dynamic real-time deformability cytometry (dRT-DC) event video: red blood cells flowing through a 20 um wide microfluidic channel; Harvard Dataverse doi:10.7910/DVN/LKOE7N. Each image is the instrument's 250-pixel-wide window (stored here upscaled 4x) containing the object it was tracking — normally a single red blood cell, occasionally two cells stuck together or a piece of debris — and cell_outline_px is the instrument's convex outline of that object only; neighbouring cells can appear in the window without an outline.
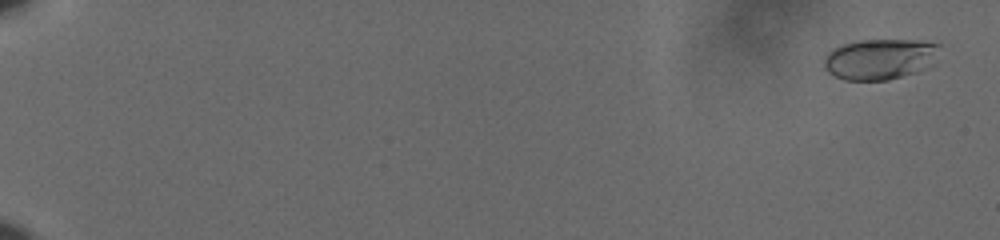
{"species": "human", "species_latin": "Homo sapiens", "temperature_condition": "cold", "stored_images_in_passage": 61, "camera_frame_rate_fps": 3000, "um_per_image_px": 0.085, "donor": {"sex": "male"}, "frame": {"image": 1, "passage_image": 3, "time_ms": 0.667, "image_size_px": [1000, 240], "cell_outline_px": [[940, 44], [936, 64], [928, 68], [916, 72], [888, 80], [844, 80], [828, 72], [824, 68], [824, 56], [828, 52], [840, 44], [860, 40], [920, 40]], "centroid_in_image_um": [74.83, 5.02], "position_along_channel_um": 10.2, "area_um2": 27.86}}
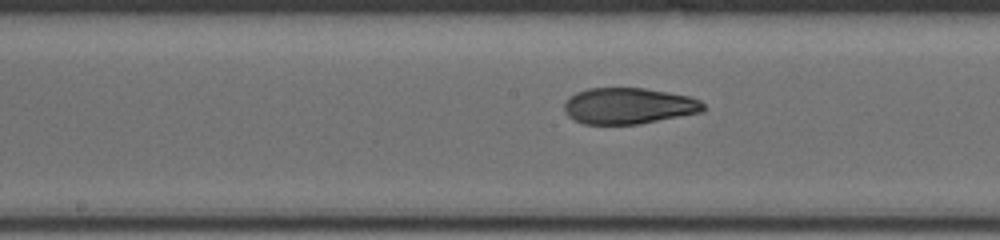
{"frame": {"image": 2, "passage_image": 36, "time_ms": 11.667, "image_size_px": [1000, 240], "cell_outline_px": [[704, 112], [640, 124], [584, 124], [568, 116], [564, 108], [564, 104], [568, 96], [576, 92], [588, 88], [644, 88], [668, 92], [688, 96], [700, 100], [704, 104]], "centroid_in_image_um": [53.44, 9.0], "position_along_channel_um": 194.8, "area_um2": 29.48}}
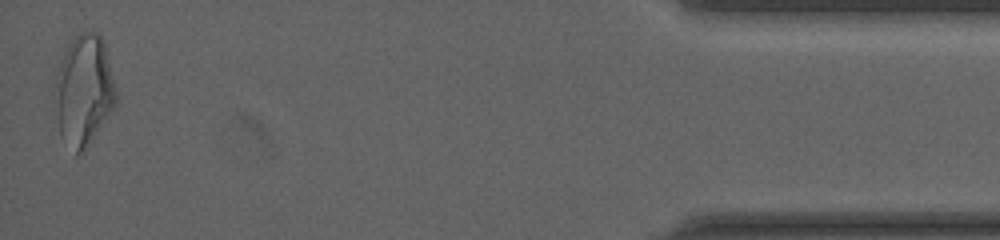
{"frame": {"image": 3, "passage_image": 61, "time_ms": 20.0, "image_size_px": [1000, 240], "cell_outline_px": [[116, 104], [84, 148], [76, 156], [60, 136], [48, 88], [64, 52], [72, 36], [80, 32], [96, 32], [104, 40], [116, 92]], "centroid_in_image_um": [7.01, 7.64], "position_along_channel_um": 428.2, "area_um2": 40.4}, "authors_computed_cell_mechanics": {"area_um2": 29.6514, "velocity_mm_per_s": 3.6269, "shape_relaxation_time_tau1_ms": 9.5291, "shape_relaxation_time_tau2_ms": 1.6113, "deformation_change_tau1": 0.2524, "deformation_change_tau2": 0.0755}}